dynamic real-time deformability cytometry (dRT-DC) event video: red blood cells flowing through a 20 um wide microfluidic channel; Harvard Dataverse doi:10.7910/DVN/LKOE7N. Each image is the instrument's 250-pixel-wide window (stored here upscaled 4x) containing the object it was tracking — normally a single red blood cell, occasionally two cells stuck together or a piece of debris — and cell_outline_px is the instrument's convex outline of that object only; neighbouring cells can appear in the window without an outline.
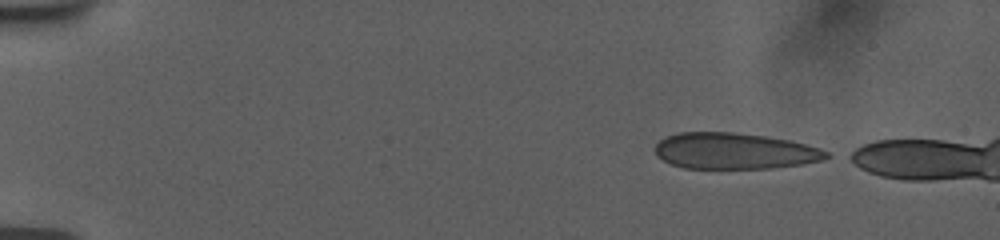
{"species": "human", "species_latin": "Homo sapiens", "temperature_condition": "room temperature", "stored_images_in_passage": 9, "camera_frame_rate_fps": 3000, "um_per_image_px": 0.085, "donor": {"sex": "female"}, "frame": {"image": 1, "passage_image": 1, "time_ms": 0.0, "image_size_px": [1000, 240], "cell_outline_px": [[832, 156], [824, 160], [800, 164], [772, 168], [684, 168], [672, 164], [656, 156], [656, 144], [664, 136], [680, 132], [732, 132], [764, 136], [788, 140], [820, 148], [828, 152]], "centroid_in_image_um": [62.43, 12.83], "position_along_channel_um": 22.6, "area_um2": 36.01}}